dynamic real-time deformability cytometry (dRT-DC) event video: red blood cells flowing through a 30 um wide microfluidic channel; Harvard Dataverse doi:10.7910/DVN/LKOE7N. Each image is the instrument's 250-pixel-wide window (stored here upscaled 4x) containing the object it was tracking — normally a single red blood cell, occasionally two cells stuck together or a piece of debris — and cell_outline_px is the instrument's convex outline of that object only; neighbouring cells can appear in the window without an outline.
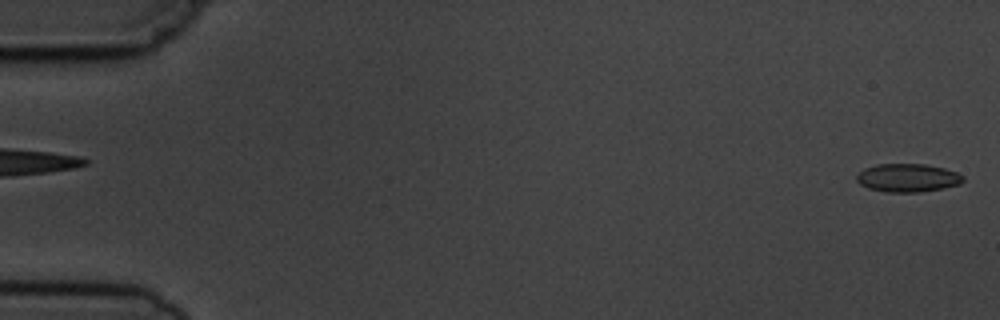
{"species": "common noctule bat (a hibernating species)", "species_latin": "Nyctalus noctula", "temperature_condition": "cold", "stored_images_in_passage": 3, "camera_frame_rate_fps": 3000, "um_per_image_px": 0.085, "animal": {"sex": "male", "body_mass_g": 19.5, "forearm_length_mm": 54.6}, "frame": {"image": 1, "passage_image": 3, "time_ms": 2.333, "image_size_px": [1000, 320], "cell_outline_px": [[964, 180], [960, 184], [944, 188], [920, 192], [884, 192], [868, 188], [860, 184], [856, 180], [856, 176], [864, 168], [876, 164], [924, 164], [944, 168], [956, 172], [964, 176]], "centroid_in_image_um": [77.15, 15.12], "position_along_channel_um": 7.9, "area_um2": 17.63}}